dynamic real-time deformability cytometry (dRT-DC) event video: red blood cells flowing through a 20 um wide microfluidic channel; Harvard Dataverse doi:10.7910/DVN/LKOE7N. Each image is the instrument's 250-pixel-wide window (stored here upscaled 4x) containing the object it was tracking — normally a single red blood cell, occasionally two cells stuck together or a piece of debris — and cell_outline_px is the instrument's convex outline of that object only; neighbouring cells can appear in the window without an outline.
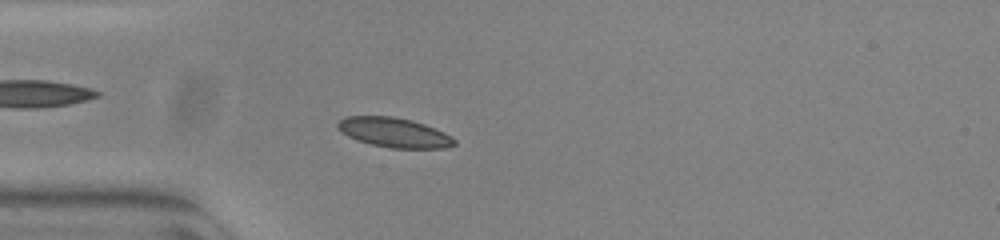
{"species": "common noctule bat (a hibernating species)", "species_latin": "Nyctalus noctula", "temperature_condition": "warm", "stored_images_in_passage": 50, "camera_frame_rate_fps": 3000, "um_per_image_px": 0.085, "animal": {"sex": "female", "body_mass_g": 23.0, "forearm_length_mm": 53.4}, "frame": {"image": 1, "passage_image": 11, "time_ms": 3.333, "image_size_px": [1000, 240], "cell_outline_px": [[456, 144], [444, 148], [388, 148], [356, 140], [340, 132], [336, 128], [336, 124], [344, 116], [392, 116], [412, 120], [424, 124], [444, 132], [452, 136], [456, 140]], "centroid_in_image_um": [33.47, 11.26], "position_along_channel_um": 51.5, "area_um2": 20.29}}
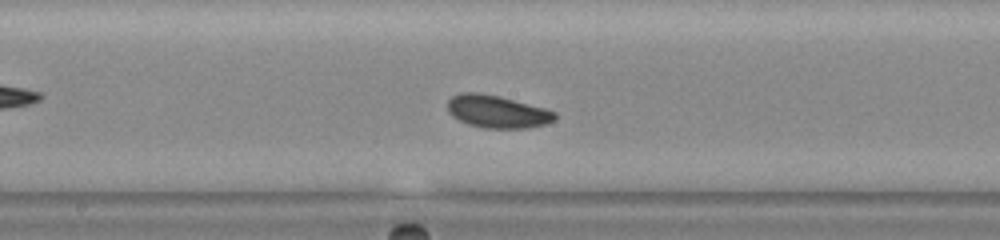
{"frame": {"image": 2, "passage_image": 24, "time_ms": 7.667, "image_size_px": [1000, 240], "cell_outline_px": [[556, 120], [544, 124], [528, 128], [484, 128], [468, 124], [452, 116], [448, 112], [448, 100], [452, 96], [464, 92], [476, 92], [496, 96], [544, 108], [556, 112]], "centroid_in_image_um": [42.25, 9.5], "position_along_channel_um": 206.0, "area_um2": 20.11}}
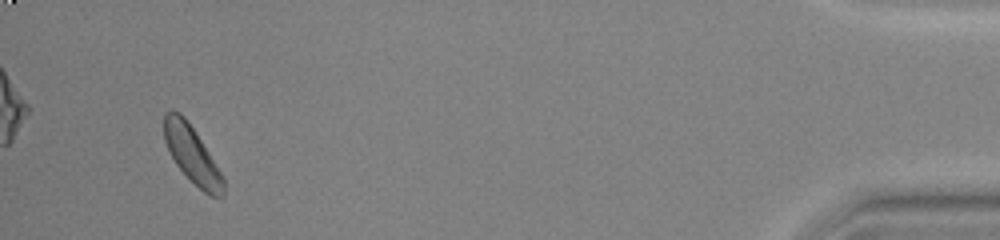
{"frame": {"image": 3, "passage_image": 47, "time_ms": 15.333, "image_size_px": [1000, 240], "cell_outline_px": [[224, 196], [212, 196], [204, 192], [176, 164], [164, 140], [164, 112], [172, 108], [180, 112], [184, 116], [224, 176]], "centroid_in_image_um": [16.31, 13.1], "position_along_channel_um": 418.9, "area_um2": 19.19}, "authors_computed_cell_mechanics": {"area_um2": 19.8254, "velocity_mm_per_s": 3.7889, "shape_relaxation_time_tau1_ms": 1.7665, "shape_relaxation_time_tau2_ms": null, "deformation_change_tau1": 0.059, "deformation_change_tau2": null}}